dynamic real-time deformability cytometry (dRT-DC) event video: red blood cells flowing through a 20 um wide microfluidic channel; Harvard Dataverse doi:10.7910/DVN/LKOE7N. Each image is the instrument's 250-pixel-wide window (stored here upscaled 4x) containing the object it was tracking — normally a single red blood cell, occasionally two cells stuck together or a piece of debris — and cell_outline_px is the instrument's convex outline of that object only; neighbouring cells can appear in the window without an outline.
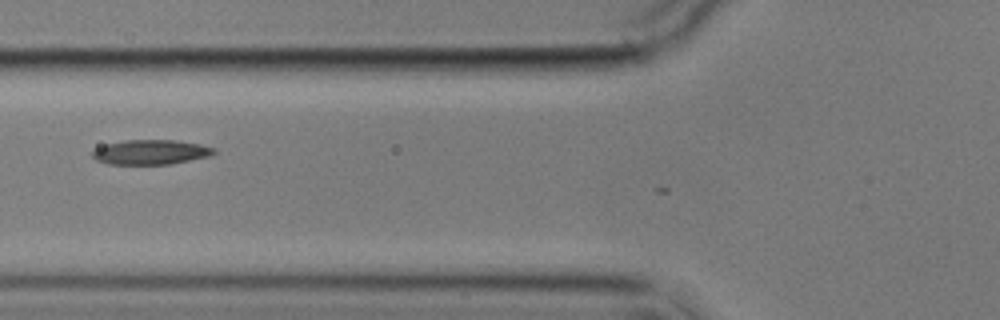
{"species": "common noctule bat (a hibernating species)", "species_latin": "Nyctalus noctula", "temperature_condition": "cold", "stored_images_in_passage": 3, "camera_frame_rate_fps": 3000, "um_per_image_px": 0.085, "animal": {"sex": "male", "body_mass_g": 17.9}, "frame": {"image": 1, "passage_image": 2, "time_ms": 1.333, "image_size_px": [1000, 320], "cell_outline_px": [[216, 152], [208, 156], [168, 164], [108, 164], [96, 160], [92, 156], [92, 152], [96, 148], [104, 144], [124, 140], [176, 140], [200, 144], [216, 148]], "centroid_in_image_um": [12.78, 12.92], "position_along_channel_um": 113.0, "area_um2": 17.46}}